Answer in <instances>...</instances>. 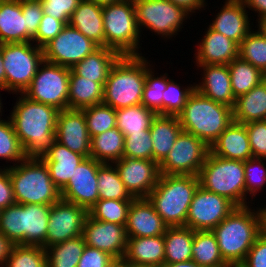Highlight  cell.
<instances>
[{"label": "cell", "mask_w": 266, "mask_h": 267, "mask_svg": "<svg viewBox=\"0 0 266 267\" xmlns=\"http://www.w3.org/2000/svg\"><path fill=\"white\" fill-rule=\"evenodd\" d=\"M10 113L15 133L27 157H42L57 142L56 122L59 110L19 93Z\"/></svg>", "instance_id": "cell-1"}, {"label": "cell", "mask_w": 266, "mask_h": 267, "mask_svg": "<svg viewBox=\"0 0 266 267\" xmlns=\"http://www.w3.org/2000/svg\"><path fill=\"white\" fill-rule=\"evenodd\" d=\"M251 205L235 209L212 232L215 234L222 258L238 267L246 258L256 238L263 232V211Z\"/></svg>", "instance_id": "cell-2"}, {"label": "cell", "mask_w": 266, "mask_h": 267, "mask_svg": "<svg viewBox=\"0 0 266 267\" xmlns=\"http://www.w3.org/2000/svg\"><path fill=\"white\" fill-rule=\"evenodd\" d=\"M152 64L142 55H123L111 67L102 103L116 109L140 105L146 72Z\"/></svg>", "instance_id": "cell-3"}, {"label": "cell", "mask_w": 266, "mask_h": 267, "mask_svg": "<svg viewBox=\"0 0 266 267\" xmlns=\"http://www.w3.org/2000/svg\"><path fill=\"white\" fill-rule=\"evenodd\" d=\"M199 185L198 176L160 174L147 199L168 227L186 226L189 206Z\"/></svg>", "instance_id": "cell-4"}, {"label": "cell", "mask_w": 266, "mask_h": 267, "mask_svg": "<svg viewBox=\"0 0 266 267\" xmlns=\"http://www.w3.org/2000/svg\"><path fill=\"white\" fill-rule=\"evenodd\" d=\"M177 117L183 131L195 135L211 147L233 122V108L194 90Z\"/></svg>", "instance_id": "cell-5"}, {"label": "cell", "mask_w": 266, "mask_h": 267, "mask_svg": "<svg viewBox=\"0 0 266 267\" xmlns=\"http://www.w3.org/2000/svg\"><path fill=\"white\" fill-rule=\"evenodd\" d=\"M3 168L9 171L17 204L52 205L62 199L42 158L27 157L15 166Z\"/></svg>", "instance_id": "cell-6"}, {"label": "cell", "mask_w": 266, "mask_h": 267, "mask_svg": "<svg viewBox=\"0 0 266 267\" xmlns=\"http://www.w3.org/2000/svg\"><path fill=\"white\" fill-rule=\"evenodd\" d=\"M51 205L13 204L0 210V232L14 245L41 246L45 238Z\"/></svg>", "instance_id": "cell-7"}, {"label": "cell", "mask_w": 266, "mask_h": 267, "mask_svg": "<svg viewBox=\"0 0 266 267\" xmlns=\"http://www.w3.org/2000/svg\"><path fill=\"white\" fill-rule=\"evenodd\" d=\"M105 47L123 55H142L141 33L136 22L133 0L103 5ZM141 52V53H139Z\"/></svg>", "instance_id": "cell-8"}, {"label": "cell", "mask_w": 266, "mask_h": 267, "mask_svg": "<svg viewBox=\"0 0 266 267\" xmlns=\"http://www.w3.org/2000/svg\"><path fill=\"white\" fill-rule=\"evenodd\" d=\"M244 161L224 159L208 153L198 175L200 186L221 195L236 207L245 206Z\"/></svg>", "instance_id": "cell-9"}, {"label": "cell", "mask_w": 266, "mask_h": 267, "mask_svg": "<svg viewBox=\"0 0 266 267\" xmlns=\"http://www.w3.org/2000/svg\"><path fill=\"white\" fill-rule=\"evenodd\" d=\"M33 42L1 44L6 91L24 93L44 61L43 49Z\"/></svg>", "instance_id": "cell-10"}, {"label": "cell", "mask_w": 266, "mask_h": 267, "mask_svg": "<svg viewBox=\"0 0 266 267\" xmlns=\"http://www.w3.org/2000/svg\"><path fill=\"white\" fill-rule=\"evenodd\" d=\"M136 22L141 28H148L163 39L176 37L183 27V22L190 19L191 14L168 0H133Z\"/></svg>", "instance_id": "cell-11"}, {"label": "cell", "mask_w": 266, "mask_h": 267, "mask_svg": "<svg viewBox=\"0 0 266 267\" xmlns=\"http://www.w3.org/2000/svg\"><path fill=\"white\" fill-rule=\"evenodd\" d=\"M70 72L71 68L44 60L23 94L59 111L67 110Z\"/></svg>", "instance_id": "cell-12"}, {"label": "cell", "mask_w": 266, "mask_h": 267, "mask_svg": "<svg viewBox=\"0 0 266 267\" xmlns=\"http://www.w3.org/2000/svg\"><path fill=\"white\" fill-rule=\"evenodd\" d=\"M209 152L210 147L204 141L182 130L159 164L160 174L198 176Z\"/></svg>", "instance_id": "cell-13"}, {"label": "cell", "mask_w": 266, "mask_h": 267, "mask_svg": "<svg viewBox=\"0 0 266 267\" xmlns=\"http://www.w3.org/2000/svg\"><path fill=\"white\" fill-rule=\"evenodd\" d=\"M235 207L227 198L199 185L189 206L186 227L194 231H212Z\"/></svg>", "instance_id": "cell-14"}, {"label": "cell", "mask_w": 266, "mask_h": 267, "mask_svg": "<svg viewBox=\"0 0 266 267\" xmlns=\"http://www.w3.org/2000/svg\"><path fill=\"white\" fill-rule=\"evenodd\" d=\"M99 46L76 28L67 24L43 49L44 60L72 68Z\"/></svg>", "instance_id": "cell-15"}, {"label": "cell", "mask_w": 266, "mask_h": 267, "mask_svg": "<svg viewBox=\"0 0 266 267\" xmlns=\"http://www.w3.org/2000/svg\"><path fill=\"white\" fill-rule=\"evenodd\" d=\"M88 211L79 205L60 200L49 211L45 249L82 235Z\"/></svg>", "instance_id": "cell-16"}, {"label": "cell", "mask_w": 266, "mask_h": 267, "mask_svg": "<svg viewBox=\"0 0 266 267\" xmlns=\"http://www.w3.org/2000/svg\"><path fill=\"white\" fill-rule=\"evenodd\" d=\"M113 164L125 188L135 199L147 198L158 183L159 164L154 160L123 156Z\"/></svg>", "instance_id": "cell-17"}, {"label": "cell", "mask_w": 266, "mask_h": 267, "mask_svg": "<svg viewBox=\"0 0 266 267\" xmlns=\"http://www.w3.org/2000/svg\"><path fill=\"white\" fill-rule=\"evenodd\" d=\"M102 164L92 157L85 158L76 167L68 184L61 190L62 200L89 211L99 200L97 173Z\"/></svg>", "instance_id": "cell-18"}, {"label": "cell", "mask_w": 266, "mask_h": 267, "mask_svg": "<svg viewBox=\"0 0 266 267\" xmlns=\"http://www.w3.org/2000/svg\"><path fill=\"white\" fill-rule=\"evenodd\" d=\"M82 236L86 246L107 252L113 258L125 255L128 237L124 225L98 221L88 214Z\"/></svg>", "instance_id": "cell-19"}, {"label": "cell", "mask_w": 266, "mask_h": 267, "mask_svg": "<svg viewBox=\"0 0 266 267\" xmlns=\"http://www.w3.org/2000/svg\"><path fill=\"white\" fill-rule=\"evenodd\" d=\"M57 142L69 150L90 157L91 138L88 134L84 112L82 110H62L58 112L56 122Z\"/></svg>", "instance_id": "cell-20"}, {"label": "cell", "mask_w": 266, "mask_h": 267, "mask_svg": "<svg viewBox=\"0 0 266 267\" xmlns=\"http://www.w3.org/2000/svg\"><path fill=\"white\" fill-rule=\"evenodd\" d=\"M248 13L242 0H225L209 27L239 45L253 30Z\"/></svg>", "instance_id": "cell-21"}, {"label": "cell", "mask_w": 266, "mask_h": 267, "mask_svg": "<svg viewBox=\"0 0 266 267\" xmlns=\"http://www.w3.org/2000/svg\"><path fill=\"white\" fill-rule=\"evenodd\" d=\"M196 46V65H228L238 57L239 45L209 26Z\"/></svg>", "instance_id": "cell-22"}, {"label": "cell", "mask_w": 266, "mask_h": 267, "mask_svg": "<svg viewBox=\"0 0 266 267\" xmlns=\"http://www.w3.org/2000/svg\"><path fill=\"white\" fill-rule=\"evenodd\" d=\"M167 227L147 198H137L131 202L125 226L127 237L164 235Z\"/></svg>", "instance_id": "cell-23"}, {"label": "cell", "mask_w": 266, "mask_h": 267, "mask_svg": "<svg viewBox=\"0 0 266 267\" xmlns=\"http://www.w3.org/2000/svg\"><path fill=\"white\" fill-rule=\"evenodd\" d=\"M203 69L202 81L195 83V90L217 103L234 107L236 99L231 87L228 65H196Z\"/></svg>", "instance_id": "cell-24"}, {"label": "cell", "mask_w": 266, "mask_h": 267, "mask_svg": "<svg viewBox=\"0 0 266 267\" xmlns=\"http://www.w3.org/2000/svg\"><path fill=\"white\" fill-rule=\"evenodd\" d=\"M210 151L224 159L245 162L252 158L246 126L233 121L213 143Z\"/></svg>", "instance_id": "cell-25"}, {"label": "cell", "mask_w": 266, "mask_h": 267, "mask_svg": "<svg viewBox=\"0 0 266 267\" xmlns=\"http://www.w3.org/2000/svg\"><path fill=\"white\" fill-rule=\"evenodd\" d=\"M123 258L129 265L161 267L165 259L164 235L128 237Z\"/></svg>", "instance_id": "cell-26"}, {"label": "cell", "mask_w": 266, "mask_h": 267, "mask_svg": "<svg viewBox=\"0 0 266 267\" xmlns=\"http://www.w3.org/2000/svg\"><path fill=\"white\" fill-rule=\"evenodd\" d=\"M103 5L91 0H81L69 19V25L91 39L99 47H105Z\"/></svg>", "instance_id": "cell-27"}, {"label": "cell", "mask_w": 266, "mask_h": 267, "mask_svg": "<svg viewBox=\"0 0 266 267\" xmlns=\"http://www.w3.org/2000/svg\"><path fill=\"white\" fill-rule=\"evenodd\" d=\"M41 158L48 166L52 182L61 191L68 184L76 167L86 157L69 150L59 142H56L54 146Z\"/></svg>", "instance_id": "cell-28"}, {"label": "cell", "mask_w": 266, "mask_h": 267, "mask_svg": "<svg viewBox=\"0 0 266 267\" xmlns=\"http://www.w3.org/2000/svg\"><path fill=\"white\" fill-rule=\"evenodd\" d=\"M27 42L21 0H0V44Z\"/></svg>", "instance_id": "cell-29"}, {"label": "cell", "mask_w": 266, "mask_h": 267, "mask_svg": "<svg viewBox=\"0 0 266 267\" xmlns=\"http://www.w3.org/2000/svg\"><path fill=\"white\" fill-rule=\"evenodd\" d=\"M153 141V160L160 164L171 151L182 131L177 116L156 115L150 126Z\"/></svg>", "instance_id": "cell-30"}, {"label": "cell", "mask_w": 266, "mask_h": 267, "mask_svg": "<svg viewBox=\"0 0 266 267\" xmlns=\"http://www.w3.org/2000/svg\"><path fill=\"white\" fill-rule=\"evenodd\" d=\"M121 55L108 47H98L71 70L77 75L91 81L105 83L113 64Z\"/></svg>", "instance_id": "cell-31"}, {"label": "cell", "mask_w": 266, "mask_h": 267, "mask_svg": "<svg viewBox=\"0 0 266 267\" xmlns=\"http://www.w3.org/2000/svg\"><path fill=\"white\" fill-rule=\"evenodd\" d=\"M266 120V78L248 93L236 98L233 121L247 124Z\"/></svg>", "instance_id": "cell-32"}, {"label": "cell", "mask_w": 266, "mask_h": 267, "mask_svg": "<svg viewBox=\"0 0 266 267\" xmlns=\"http://www.w3.org/2000/svg\"><path fill=\"white\" fill-rule=\"evenodd\" d=\"M104 84L91 81L70 72L68 109L82 110L103 101Z\"/></svg>", "instance_id": "cell-33"}, {"label": "cell", "mask_w": 266, "mask_h": 267, "mask_svg": "<svg viewBox=\"0 0 266 267\" xmlns=\"http://www.w3.org/2000/svg\"><path fill=\"white\" fill-rule=\"evenodd\" d=\"M194 230L186 226L167 227L164 233V263L192 260Z\"/></svg>", "instance_id": "cell-34"}, {"label": "cell", "mask_w": 266, "mask_h": 267, "mask_svg": "<svg viewBox=\"0 0 266 267\" xmlns=\"http://www.w3.org/2000/svg\"><path fill=\"white\" fill-rule=\"evenodd\" d=\"M125 136L116 127L91 137L90 157L113 164L123 157Z\"/></svg>", "instance_id": "cell-35"}, {"label": "cell", "mask_w": 266, "mask_h": 267, "mask_svg": "<svg viewBox=\"0 0 266 267\" xmlns=\"http://www.w3.org/2000/svg\"><path fill=\"white\" fill-rule=\"evenodd\" d=\"M192 260L203 267H231L223 258L215 234L210 230L195 231Z\"/></svg>", "instance_id": "cell-36"}, {"label": "cell", "mask_w": 266, "mask_h": 267, "mask_svg": "<svg viewBox=\"0 0 266 267\" xmlns=\"http://www.w3.org/2000/svg\"><path fill=\"white\" fill-rule=\"evenodd\" d=\"M228 68L235 99L248 93L266 78L258 68L239 56L228 64Z\"/></svg>", "instance_id": "cell-37"}, {"label": "cell", "mask_w": 266, "mask_h": 267, "mask_svg": "<svg viewBox=\"0 0 266 267\" xmlns=\"http://www.w3.org/2000/svg\"><path fill=\"white\" fill-rule=\"evenodd\" d=\"M156 113L142 104L116 109V128L124 136L150 129Z\"/></svg>", "instance_id": "cell-38"}, {"label": "cell", "mask_w": 266, "mask_h": 267, "mask_svg": "<svg viewBox=\"0 0 266 267\" xmlns=\"http://www.w3.org/2000/svg\"><path fill=\"white\" fill-rule=\"evenodd\" d=\"M86 244L83 236L47 247V267H76Z\"/></svg>", "instance_id": "cell-39"}, {"label": "cell", "mask_w": 266, "mask_h": 267, "mask_svg": "<svg viewBox=\"0 0 266 267\" xmlns=\"http://www.w3.org/2000/svg\"><path fill=\"white\" fill-rule=\"evenodd\" d=\"M99 199L134 200L125 185L114 164L103 163L98 168Z\"/></svg>", "instance_id": "cell-40"}, {"label": "cell", "mask_w": 266, "mask_h": 267, "mask_svg": "<svg viewBox=\"0 0 266 267\" xmlns=\"http://www.w3.org/2000/svg\"><path fill=\"white\" fill-rule=\"evenodd\" d=\"M256 28L240 42L238 56L266 75V34L259 26Z\"/></svg>", "instance_id": "cell-41"}, {"label": "cell", "mask_w": 266, "mask_h": 267, "mask_svg": "<svg viewBox=\"0 0 266 267\" xmlns=\"http://www.w3.org/2000/svg\"><path fill=\"white\" fill-rule=\"evenodd\" d=\"M133 200L99 199L88 211L95 220L126 226L128 210Z\"/></svg>", "instance_id": "cell-42"}, {"label": "cell", "mask_w": 266, "mask_h": 267, "mask_svg": "<svg viewBox=\"0 0 266 267\" xmlns=\"http://www.w3.org/2000/svg\"><path fill=\"white\" fill-rule=\"evenodd\" d=\"M82 111L90 138L116 127V110L109 105L100 103L84 108Z\"/></svg>", "instance_id": "cell-43"}, {"label": "cell", "mask_w": 266, "mask_h": 267, "mask_svg": "<svg viewBox=\"0 0 266 267\" xmlns=\"http://www.w3.org/2000/svg\"><path fill=\"white\" fill-rule=\"evenodd\" d=\"M154 72L152 67L146 72L141 104L157 115H163V92L167 88V73L156 76Z\"/></svg>", "instance_id": "cell-44"}, {"label": "cell", "mask_w": 266, "mask_h": 267, "mask_svg": "<svg viewBox=\"0 0 266 267\" xmlns=\"http://www.w3.org/2000/svg\"><path fill=\"white\" fill-rule=\"evenodd\" d=\"M27 158L15 133L12 122L0 118V159L12 161L14 166ZM16 162V163H15Z\"/></svg>", "instance_id": "cell-45"}, {"label": "cell", "mask_w": 266, "mask_h": 267, "mask_svg": "<svg viewBox=\"0 0 266 267\" xmlns=\"http://www.w3.org/2000/svg\"><path fill=\"white\" fill-rule=\"evenodd\" d=\"M46 251L41 246L13 245L4 267H44Z\"/></svg>", "instance_id": "cell-46"}, {"label": "cell", "mask_w": 266, "mask_h": 267, "mask_svg": "<svg viewBox=\"0 0 266 267\" xmlns=\"http://www.w3.org/2000/svg\"><path fill=\"white\" fill-rule=\"evenodd\" d=\"M264 158H250L244 162L245 176V206L252 204L249 197L256 198L257 192H261L266 186V163ZM249 195V197H247ZM248 198V199H247ZM248 200V202L246 201Z\"/></svg>", "instance_id": "cell-47"}, {"label": "cell", "mask_w": 266, "mask_h": 267, "mask_svg": "<svg viewBox=\"0 0 266 267\" xmlns=\"http://www.w3.org/2000/svg\"><path fill=\"white\" fill-rule=\"evenodd\" d=\"M168 77L167 88L163 92V115L177 116L185 106L188 97L195 90V83L183 87Z\"/></svg>", "instance_id": "cell-48"}, {"label": "cell", "mask_w": 266, "mask_h": 267, "mask_svg": "<svg viewBox=\"0 0 266 267\" xmlns=\"http://www.w3.org/2000/svg\"><path fill=\"white\" fill-rule=\"evenodd\" d=\"M123 156L153 160V141L150 131L125 136Z\"/></svg>", "instance_id": "cell-49"}, {"label": "cell", "mask_w": 266, "mask_h": 267, "mask_svg": "<svg viewBox=\"0 0 266 267\" xmlns=\"http://www.w3.org/2000/svg\"><path fill=\"white\" fill-rule=\"evenodd\" d=\"M244 125L247 129L252 156L266 159V120L253 121Z\"/></svg>", "instance_id": "cell-50"}, {"label": "cell", "mask_w": 266, "mask_h": 267, "mask_svg": "<svg viewBox=\"0 0 266 267\" xmlns=\"http://www.w3.org/2000/svg\"><path fill=\"white\" fill-rule=\"evenodd\" d=\"M21 9L23 15H26L27 42H33L44 14L41 1L21 0Z\"/></svg>", "instance_id": "cell-51"}, {"label": "cell", "mask_w": 266, "mask_h": 267, "mask_svg": "<svg viewBox=\"0 0 266 267\" xmlns=\"http://www.w3.org/2000/svg\"><path fill=\"white\" fill-rule=\"evenodd\" d=\"M43 13L63 21L66 25L81 0H40Z\"/></svg>", "instance_id": "cell-52"}, {"label": "cell", "mask_w": 266, "mask_h": 267, "mask_svg": "<svg viewBox=\"0 0 266 267\" xmlns=\"http://www.w3.org/2000/svg\"><path fill=\"white\" fill-rule=\"evenodd\" d=\"M66 26V24L50 15L43 14L37 34L33 38V43L39 47H43L50 40L54 39Z\"/></svg>", "instance_id": "cell-53"}, {"label": "cell", "mask_w": 266, "mask_h": 267, "mask_svg": "<svg viewBox=\"0 0 266 267\" xmlns=\"http://www.w3.org/2000/svg\"><path fill=\"white\" fill-rule=\"evenodd\" d=\"M238 267H266V232L263 231Z\"/></svg>", "instance_id": "cell-54"}, {"label": "cell", "mask_w": 266, "mask_h": 267, "mask_svg": "<svg viewBox=\"0 0 266 267\" xmlns=\"http://www.w3.org/2000/svg\"><path fill=\"white\" fill-rule=\"evenodd\" d=\"M112 259L113 257L107 252L85 246L76 267H106Z\"/></svg>", "instance_id": "cell-55"}, {"label": "cell", "mask_w": 266, "mask_h": 267, "mask_svg": "<svg viewBox=\"0 0 266 267\" xmlns=\"http://www.w3.org/2000/svg\"><path fill=\"white\" fill-rule=\"evenodd\" d=\"M16 203L13 185L6 168L0 166V210Z\"/></svg>", "instance_id": "cell-56"}, {"label": "cell", "mask_w": 266, "mask_h": 267, "mask_svg": "<svg viewBox=\"0 0 266 267\" xmlns=\"http://www.w3.org/2000/svg\"><path fill=\"white\" fill-rule=\"evenodd\" d=\"M168 1L172 2L173 4L179 7H182L191 15L193 13H196L197 10L199 9H200L199 11L203 10V8L207 5V2L205 0H168Z\"/></svg>", "instance_id": "cell-57"}, {"label": "cell", "mask_w": 266, "mask_h": 267, "mask_svg": "<svg viewBox=\"0 0 266 267\" xmlns=\"http://www.w3.org/2000/svg\"><path fill=\"white\" fill-rule=\"evenodd\" d=\"M246 8L255 11L258 24L266 19V0H242Z\"/></svg>", "instance_id": "cell-58"}, {"label": "cell", "mask_w": 266, "mask_h": 267, "mask_svg": "<svg viewBox=\"0 0 266 267\" xmlns=\"http://www.w3.org/2000/svg\"><path fill=\"white\" fill-rule=\"evenodd\" d=\"M13 243L0 232V267H4Z\"/></svg>", "instance_id": "cell-59"}, {"label": "cell", "mask_w": 266, "mask_h": 267, "mask_svg": "<svg viewBox=\"0 0 266 267\" xmlns=\"http://www.w3.org/2000/svg\"><path fill=\"white\" fill-rule=\"evenodd\" d=\"M0 88L3 89V91H6V72L4 69V61L1 51V44H0Z\"/></svg>", "instance_id": "cell-60"}, {"label": "cell", "mask_w": 266, "mask_h": 267, "mask_svg": "<svg viewBox=\"0 0 266 267\" xmlns=\"http://www.w3.org/2000/svg\"><path fill=\"white\" fill-rule=\"evenodd\" d=\"M161 267H203V266H199L193 260H189L180 263H164Z\"/></svg>", "instance_id": "cell-61"}, {"label": "cell", "mask_w": 266, "mask_h": 267, "mask_svg": "<svg viewBox=\"0 0 266 267\" xmlns=\"http://www.w3.org/2000/svg\"><path fill=\"white\" fill-rule=\"evenodd\" d=\"M106 267H129L124 258H113Z\"/></svg>", "instance_id": "cell-62"}, {"label": "cell", "mask_w": 266, "mask_h": 267, "mask_svg": "<svg viewBox=\"0 0 266 267\" xmlns=\"http://www.w3.org/2000/svg\"><path fill=\"white\" fill-rule=\"evenodd\" d=\"M91 1L98 3V4H101V5H105V4L120 2L122 0H91Z\"/></svg>", "instance_id": "cell-63"}, {"label": "cell", "mask_w": 266, "mask_h": 267, "mask_svg": "<svg viewBox=\"0 0 266 267\" xmlns=\"http://www.w3.org/2000/svg\"><path fill=\"white\" fill-rule=\"evenodd\" d=\"M262 211H263V231L266 232V206L263 207L262 205Z\"/></svg>", "instance_id": "cell-64"}, {"label": "cell", "mask_w": 266, "mask_h": 267, "mask_svg": "<svg viewBox=\"0 0 266 267\" xmlns=\"http://www.w3.org/2000/svg\"><path fill=\"white\" fill-rule=\"evenodd\" d=\"M256 26H259L265 32V34H266V19H264L263 21H261Z\"/></svg>", "instance_id": "cell-65"}, {"label": "cell", "mask_w": 266, "mask_h": 267, "mask_svg": "<svg viewBox=\"0 0 266 267\" xmlns=\"http://www.w3.org/2000/svg\"><path fill=\"white\" fill-rule=\"evenodd\" d=\"M0 90H3V89L0 88ZM2 106H3V104H2L1 95H0V118L2 116V110H3Z\"/></svg>", "instance_id": "cell-66"}, {"label": "cell", "mask_w": 266, "mask_h": 267, "mask_svg": "<svg viewBox=\"0 0 266 267\" xmlns=\"http://www.w3.org/2000/svg\"><path fill=\"white\" fill-rule=\"evenodd\" d=\"M129 267H156V266H134V265H129Z\"/></svg>", "instance_id": "cell-67"}]
</instances>
